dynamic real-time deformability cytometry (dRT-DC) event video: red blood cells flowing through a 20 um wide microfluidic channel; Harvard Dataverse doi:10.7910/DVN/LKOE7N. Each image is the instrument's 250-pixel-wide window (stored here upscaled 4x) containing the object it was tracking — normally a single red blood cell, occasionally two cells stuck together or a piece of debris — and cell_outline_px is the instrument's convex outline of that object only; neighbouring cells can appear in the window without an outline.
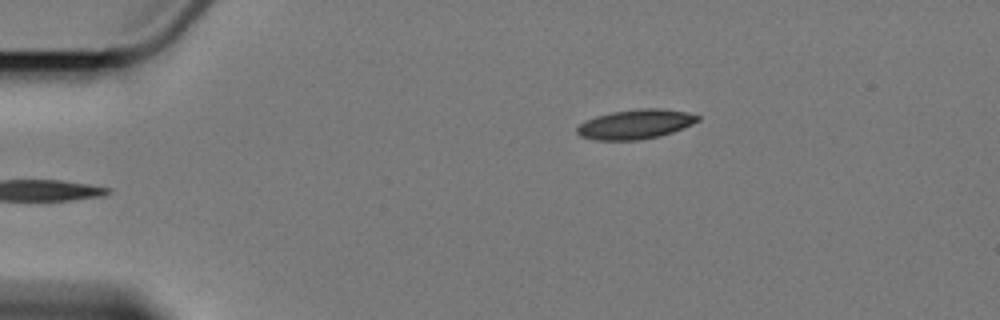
{"species": "Egyptian fruit bat (a non-hibernating species)", "species_latin": "Rousettus aegyptiacus", "temperature_condition": "cold", "stored_images_in_passage": 6, "camera_frame_rate_fps": 3000, "um_per_image_px": 0.085, "animal": {"sex": "female"}, "frame": {"image": 1, "passage_image": 6, "time_ms": 5.667, "image_size_px": [1000, 320], "cell_outline_px": [[700, 120], [692, 124], [672, 132], [660, 136], [636, 140], [596, 140], [580, 136], [576, 132], [576, 128], [580, 124], [596, 116], [612, 112], [640, 108], [664, 108], [688, 112], [700, 116]], "centroid_in_image_um": [54.04, 10.55], "position_along_channel_um": 31.0, "area_um2": 20.75}}